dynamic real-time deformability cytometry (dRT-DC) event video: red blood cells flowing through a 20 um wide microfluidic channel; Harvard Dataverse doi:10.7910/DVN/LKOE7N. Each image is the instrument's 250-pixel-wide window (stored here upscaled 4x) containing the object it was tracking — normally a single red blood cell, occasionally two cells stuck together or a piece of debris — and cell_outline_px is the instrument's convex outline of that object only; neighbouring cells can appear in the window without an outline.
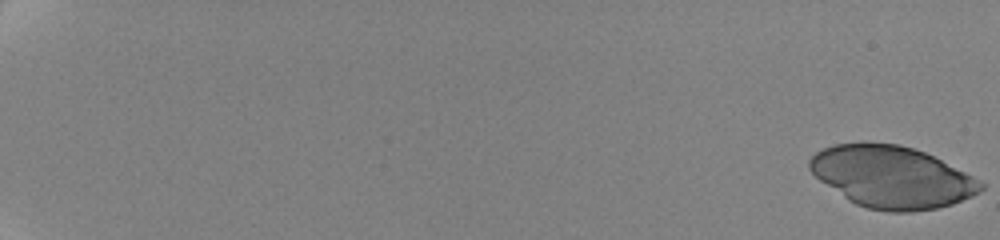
{"species": "human", "species_latin": "Homo sapiens", "temperature_condition": "cold", "stored_images_in_passage": 20, "camera_frame_rate_fps": 3000, "um_per_image_px": 0.085, "donor": {"sex": "female"}, "frame": {"image": 1, "passage_image": 1, "time_ms": 0.0, "image_size_px": [1000, 240], "cell_outline_px": [[984, 188], [980, 192], [972, 196], [952, 204], [936, 208], [912, 212], [888, 212], [868, 208], [856, 204], [848, 200], [820, 180], [808, 168], [808, 160], [816, 152], [824, 148], [836, 144], [860, 140], [900, 144], [924, 152], [972, 176], [984, 184]], "centroid_in_image_um": [75.76, 15.02], "position_along_channel_um": 9.2, "area_um2": 61.85}}